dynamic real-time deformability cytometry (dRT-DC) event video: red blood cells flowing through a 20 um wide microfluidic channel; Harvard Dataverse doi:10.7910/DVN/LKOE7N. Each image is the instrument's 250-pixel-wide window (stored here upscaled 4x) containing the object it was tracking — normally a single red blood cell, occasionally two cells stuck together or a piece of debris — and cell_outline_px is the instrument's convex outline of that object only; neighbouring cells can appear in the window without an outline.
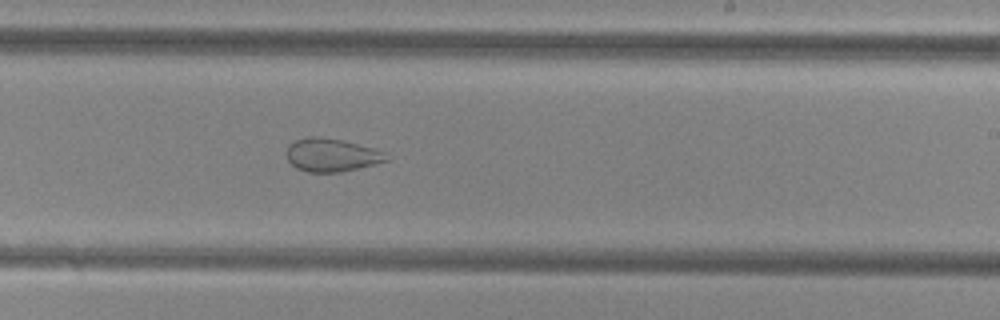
{"species": "common noctule bat (a hibernating species)", "species_latin": "Nyctalus noctula", "temperature_condition": "cold", "stored_images_in_passage": 53, "camera_frame_rate_fps": 3000, "um_per_image_px": 0.085, "animal": {"sex": "female", "body_mass_g": 29.2, "forearm_length_mm": 56.3}, "frame": {"image": 1, "passage_image": 32, "time_ms": 10.333, "image_size_px": [1000, 320], "cell_outline_px": [[392, 160], [340, 172], [308, 172], [296, 168], [288, 160], [284, 152], [288, 144], [296, 140], [308, 136], [320, 136], [340, 140], [376, 148], [384, 152]], "centroid_in_image_um": [28.17, 13.17], "position_along_channel_um": 260.8, "area_um2": 19.54}}
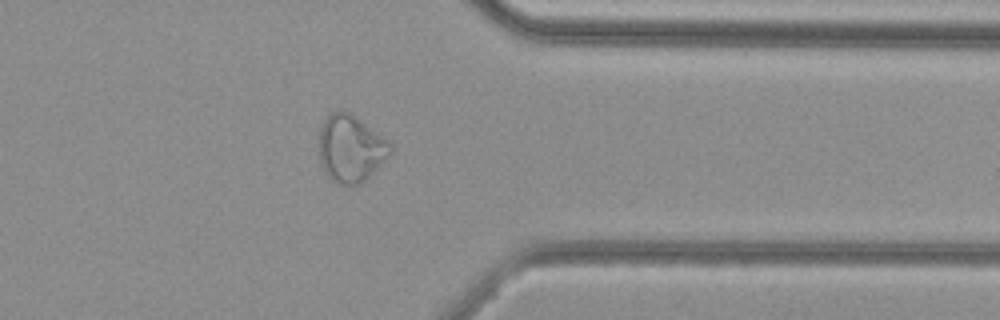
{"frame": {"image": 2, "passage_image": 42, "time_ms": 13.667, "image_size_px": [1000, 320], "cell_outline_px": [[392, 152], [364, 180], [356, 184], [336, 184], [328, 176], [320, 164], [320, 128], [328, 112], [340, 108], [344, 108], [356, 116], [388, 140], [392, 144]], "centroid_in_image_um": [29.79, 12.56], "position_along_channel_um": 381.6, "area_um2": 27.92}}
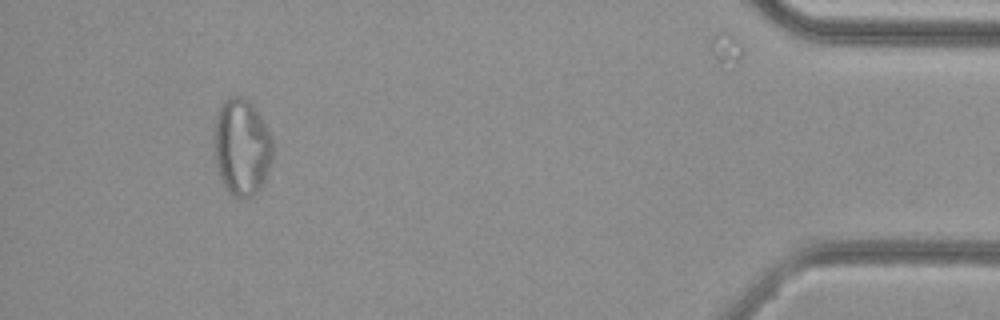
{"frame": {"image": 3, "passage_image": 49, "time_ms": 16.0, "image_size_px": [1000, 320], "cell_outline_px": [[272, 160], [264, 184], [248, 200], [240, 200], [232, 196], [228, 192], [220, 180], [216, 168], [212, 140], [212, 132], [216, 112], [224, 100], [228, 96], [240, 96], [248, 100], [256, 108], [272, 140]], "centroid_in_image_um": [20.49, 12.54], "position_along_channel_um": 414.7, "area_um2": 34.16}, "authors_computed_cell_mechanics": {"area_um2": 29.6514, "velocity_mm_per_s": 3.8369, "shape_relaxation_time_tau1_ms": null, "shape_relaxation_time_tau2_ms": 1.7006, "deformation_change_tau1": null, "deformation_change_tau2": 0.0712}}